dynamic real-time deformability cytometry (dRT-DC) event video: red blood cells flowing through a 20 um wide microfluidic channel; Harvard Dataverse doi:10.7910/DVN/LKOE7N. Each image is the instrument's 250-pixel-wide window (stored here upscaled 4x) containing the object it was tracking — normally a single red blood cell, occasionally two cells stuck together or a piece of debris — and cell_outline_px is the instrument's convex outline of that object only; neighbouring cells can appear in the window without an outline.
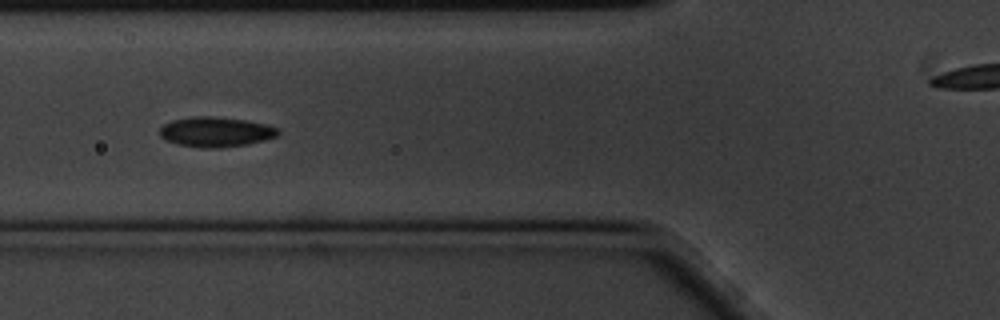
{"species": "common noctule bat (a hibernating species)", "species_latin": "Nyctalus noctula", "temperature_condition": "cold", "stored_images_in_passage": 46, "camera_frame_rate_fps": 3000, "um_per_image_px": 0.085, "animal": {"sex": "male", "body_mass_g": 20.1, "forearm_length_mm": 53.5}, "frame": {"image": 1, "passage_image": 7, "time_ms": 2.0, "image_size_px": [1000, 320], "cell_outline_px": [[280, 132], [276, 136], [264, 140], [248, 144], [220, 148], [208, 148], [176, 144], [164, 140], [160, 136], [160, 128], [164, 124], [172, 120], [192, 116], [212, 116], [244, 120], [264, 124], [280, 128]], "centroid_in_image_um": [18.32, 11.21], "position_along_channel_um": 107.5, "area_um2": 20.69}}